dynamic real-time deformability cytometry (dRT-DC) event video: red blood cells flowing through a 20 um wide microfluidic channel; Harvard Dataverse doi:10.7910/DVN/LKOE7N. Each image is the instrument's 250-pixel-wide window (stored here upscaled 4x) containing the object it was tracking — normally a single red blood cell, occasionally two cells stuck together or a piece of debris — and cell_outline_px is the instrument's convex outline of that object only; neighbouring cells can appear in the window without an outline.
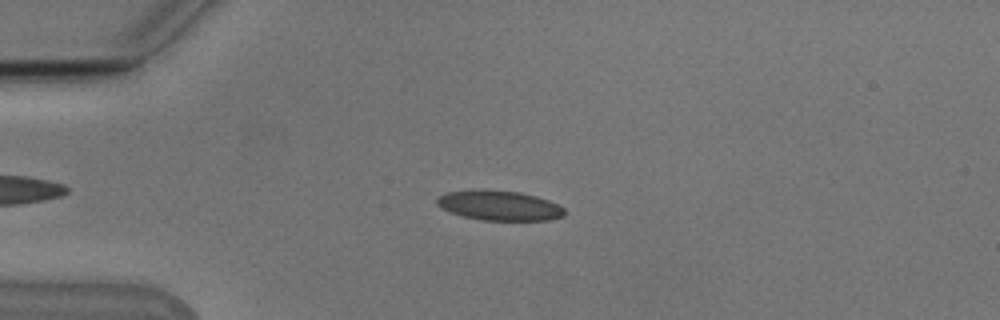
{"species": "Egyptian fruit bat (a non-hibernating species)", "species_latin": "Rousettus aegyptiacus", "temperature_condition": "cold", "stored_images_in_passage": 54, "camera_frame_rate_fps": 3000, "um_per_image_px": 0.085, "animal": {"sex": "male"}, "frame": {"image": 1, "passage_image": 13, "time_ms": 4.0, "image_size_px": [1000, 320], "cell_outline_px": [[564, 216], [548, 220], [480, 220], [464, 216], [440, 208], [436, 204], [436, 200], [440, 196], [448, 192], [520, 192], [536, 196], [548, 200], [564, 208]], "centroid_in_image_um": [42.49, 17.51], "position_along_channel_um": 42.5, "area_um2": 21.21}}
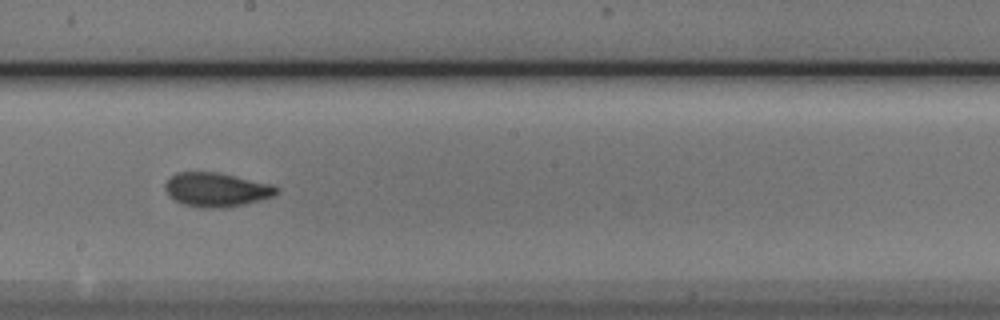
{"frame": {"image": 2, "passage_image": 30, "time_ms": 9.667, "image_size_px": [1000, 320], "cell_outline_px": [[280, 192], [276, 196], [244, 204], [224, 208], [204, 208], [184, 204], [168, 196], [164, 188], [164, 184], [176, 172], [216, 172], [272, 184], [280, 188]], "centroid_in_image_um": [18.43, 16.13], "position_along_channel_um": 229.8, "area_um2": 22.2}}
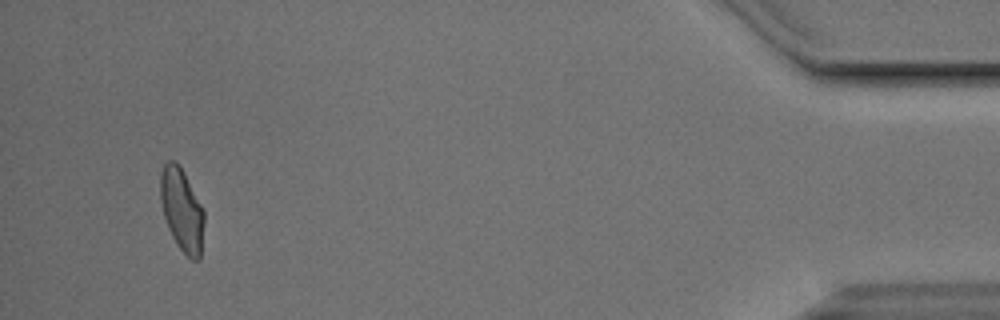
{"frame": {"image": 3, "passage_image": 51, "time_ms": 16.667, "image_size_px": [1000, 320], "cell_outline_px": [[204, 224], [200, 260], [192, 260], [176, 244], [168, 228], [164, 216], [160, 200], [160, 172], [164, 164], [168, 160], [176, 160], [184, 172], [204, 212]], "centroid_in_image_um": [15.44, 17.83], "position_along_channel_um": 419.8, "area_um2": 21.1}, "authors_computed_cell_mechanics": {"area_um2": 21.386, "velocity_mm_per_s": 3.7781, "shape_relaxation_time_tau1_ms": 5.0267, "shape_relaxation_time_tau2_ms": 1.4253, "deformation_change_tau1": 0.1413, "deformation_change_tau2": 0.0713}}